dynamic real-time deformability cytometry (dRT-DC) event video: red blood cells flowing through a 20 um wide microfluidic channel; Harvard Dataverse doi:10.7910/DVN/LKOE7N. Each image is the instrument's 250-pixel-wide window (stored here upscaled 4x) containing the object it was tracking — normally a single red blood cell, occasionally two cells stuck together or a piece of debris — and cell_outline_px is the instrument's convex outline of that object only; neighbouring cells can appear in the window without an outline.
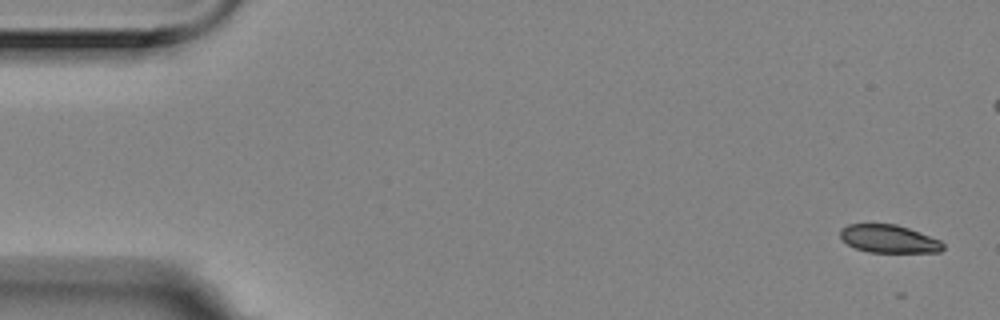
{"species": "Egyptian fruit bat (a non-hibernating species)", "species_latin": "Rousettus aegyptiacus", "temperature_condition": "room temperature", "stored_images_in_passage": 7, "segment_of_instrument_passage": [1, 2], "camera_frame_rate_fps": 3000, "um_per_image_px": 0.085, "animal": {"sex": "female"}, "frame": {"image": 1, "passage_image": 1, "time_ms": 0.0, "image_size_px": [1000, 320], "cell_outline_px": [[944, 248], [940, 252], [868, 252], [856, 248], [848, 244], [840, 236], [840, 228], [848, 224], [896, 224], [920, 232], [940, 240], [944, 244]], "centroid_in_image_um": [75.56, 20.3], "position_along_channel_um": 9.4, "area_um2": 16.7}}
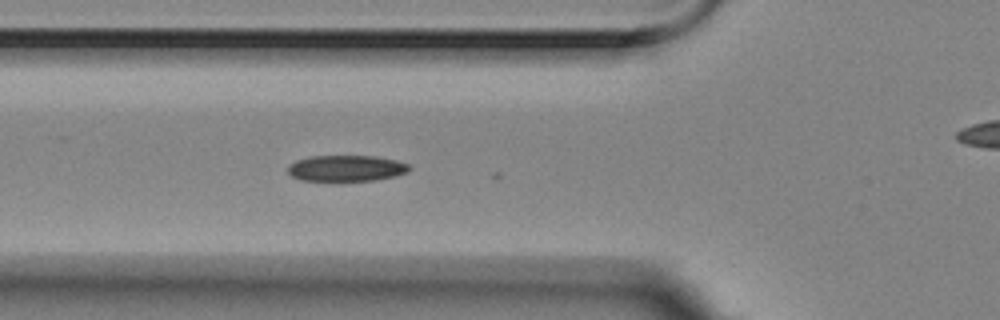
{"frame": {"image": 2, "passage_image": 6, "time_ms": 1.667, "image_size_px": [1000, 320], "cell_outline_px": [[412, 168], [408, 172], [396, 176], [376, 180], [300, 180], [292, 176], [288, 172], [288, 164], [296, 160], [308, 156], [376, 156], [396, 160], [408, 164]], "centroid_in_image_um": [29.44, 14.29], "position_along_channel_um": 96.4, "area_um2": 18.5}}